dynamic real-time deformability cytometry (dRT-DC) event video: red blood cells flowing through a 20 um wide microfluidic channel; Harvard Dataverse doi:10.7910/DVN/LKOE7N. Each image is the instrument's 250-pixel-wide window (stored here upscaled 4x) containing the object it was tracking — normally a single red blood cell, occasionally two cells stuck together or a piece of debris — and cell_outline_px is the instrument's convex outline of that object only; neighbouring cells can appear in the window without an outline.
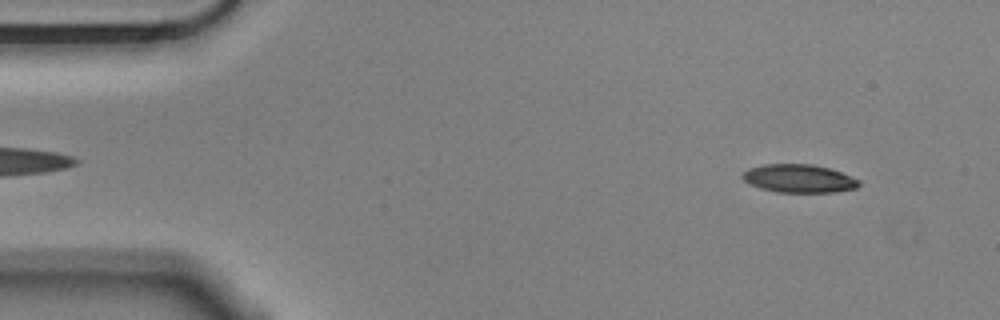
{"species": "Egyptian fruit bat (a non-hibernating species)", "species_latin": "Rousettus aegyptiacus", "temperature_condition": "cold", "stored_images_in_passage": 57, "camera_frame_rate_fps": 3000, "um_per_image_px": 0.085, "animal": {"sex": "male"}, "frame": {"image": 1, "passage_image": 6, "time_ms": 1.667, "image_size_px": [1000, 320], "cell_outline_px": [[860, 184], [856, 188], [836, 192], [776, 192], [760, 188], [744, 180], [740, 176], [748, 168], [764, 164], [812, 164], [828, 168], [840, 172], [860, 180]], "centroid_in_image_um": [67.9, 15.17], "position_along_channel_um": 17.1, "area_um2": 19.07}}
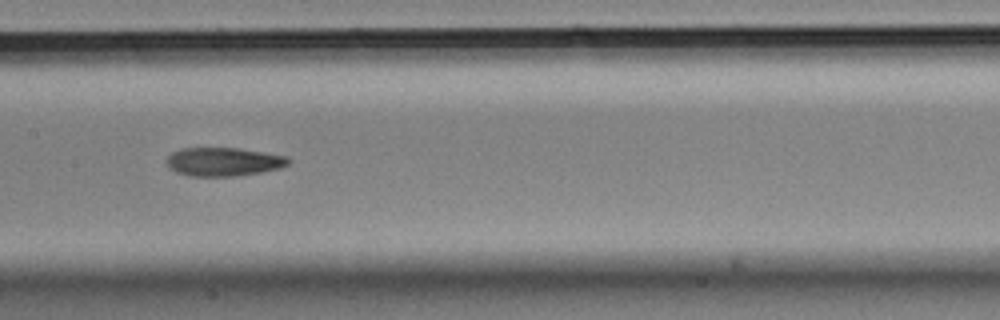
{"frame": {"image": 2, "passage_image": 28, "time_ms": 9.0, "image_size_px": [1000, 320], "cell_outline_px": [[292, 160], [288, 164], [280, 168], [260, 172], [236, 176], [188, 176], [176, 172], [168, 168], [164, 160], [172, 152], [184, 148], [236, 148], [288, 156]], "centroid_in_image_um": [18.97, 13.75], "position_along_channel_um": 188.4, "area_um2": 20.4}}
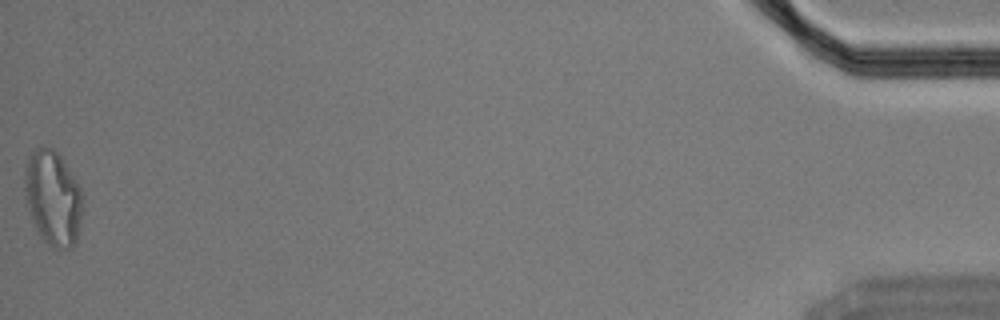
{"frame": {"image": 3, "passage_image": 57, "time_ms": 18.667, "image_size_px": [1000, 320], "cell_outline_px": [[84, 204], [76, 240], [72, 248], [56, 248], [48, 244], [40, 236], [32, 216], [28, 204], [24, 188], [24, 176], [28, 156], [36, 148], [52, 148], [60, 156], [76, 180], [84, 196]], "centroid_in_image_um": [4.53, 16.83], "position_along_channel_um": 430.7, "area_um2": 31.67}, "authors_computed_cell_mechanics": {"area_um2": 20.6346, "velocity_mm_per_s": 3.5326, "shape_relaxation_time_tau1_ms": 8.1813, "shape_relaxation_time_tau2_ms": 5.9346, "deformation_change_tau1": 0.2072, "deformation_change_tau2": 0.1535}}